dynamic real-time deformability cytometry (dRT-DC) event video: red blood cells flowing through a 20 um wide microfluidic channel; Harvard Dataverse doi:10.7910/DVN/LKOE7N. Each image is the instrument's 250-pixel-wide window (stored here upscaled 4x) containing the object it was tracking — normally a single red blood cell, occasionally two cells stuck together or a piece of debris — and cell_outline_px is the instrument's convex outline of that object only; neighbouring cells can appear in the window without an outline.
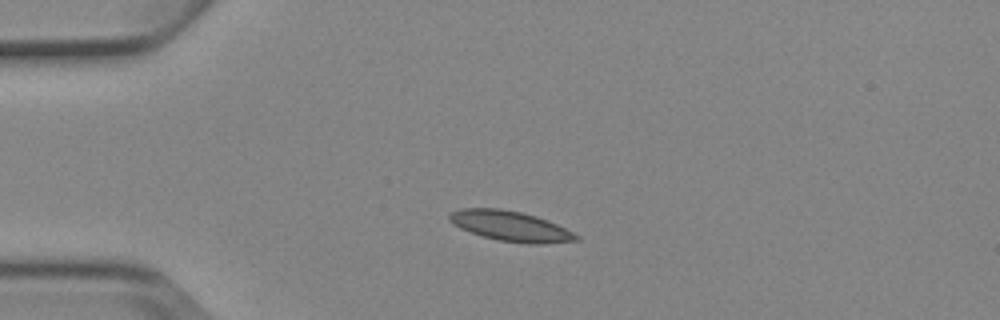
{"species": "Egyptian fruit bat (a non-hibernating species)", "species_latin": "Rousettus aegyptiacus", "temperature_condition": "cold", "stored_images_in_passage": 8, "camera_frame_rate_fps": 3000, "um_per_image_px": 0.085, "animal": {"sex": "female"}, "frame": {"image": 1, "passage_image": 3, "time_ms": 2.333, "image_size_px": [1000, 320], "cell_outline_px": [[580, 240], [544, 244], [528, 244], [500, 240], [484, 236], [460, 228], [452, 224], [448, 220], [448, 216], [452, 212], [460, 208], [500, 208], [520, 212], [536, 216], [548, 220], [580, 236]], "centroid_in_image_um": [43.4, 19.22], "position_along_channel_um": 41.6, "area_um2": 22.2}}
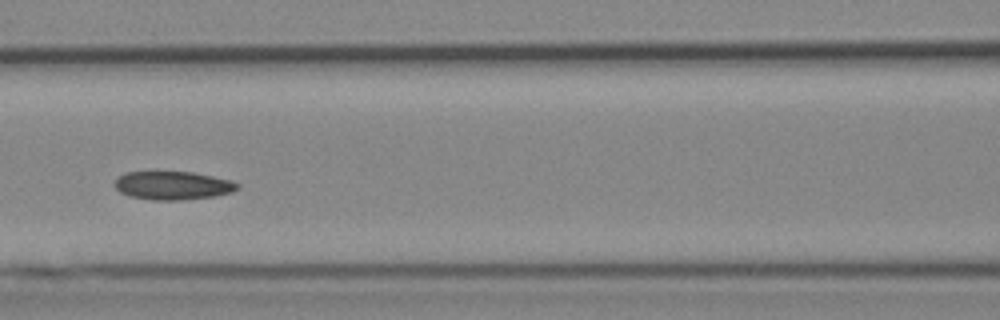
{"frame": {"image": 2, "passage_image": 6, "time_ms": 6.0, "image_size_px": [1000, 320], "cell_outline_px": [[240, 188], [232, 192], [216, 196], [180, 200], [152, 200], [128, 196], [120, 192], [112, 184], [116, 176], [124, 172], [192, 172], [232, 180], [240, 184]], "centroid_in_image_um": [14.66, 15.77], "position_along_channel_um": 151.9, "area_um2": 20.63}}
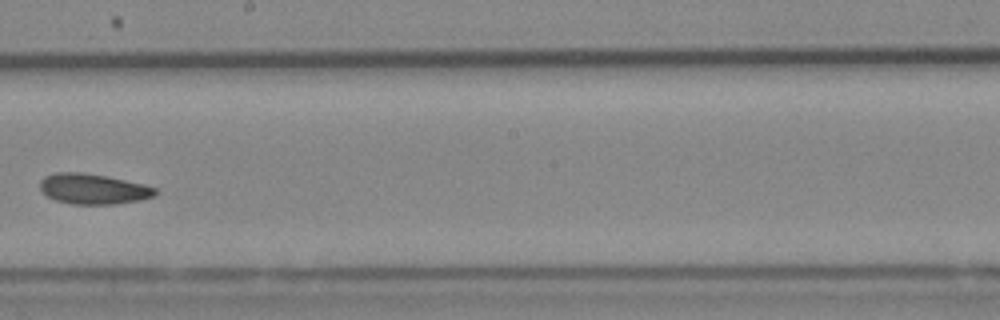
{"frame": {"image": 3, "passage_image": 8, "time_ms": 8.333, "image_size_px": [1000, 320], "cell_outline_px": [[160, 192], [156, 196], [140, 200], [116, 204], [72, 204], [56, 200], [48, 196], [40, 188], [40, 180], [44, 176], [56, 172], [84, 172], [108, 176], [144, 184], [156, 188]], "centroid_in_image_um": [7.97, 16.05], "position_along_channel_um": 240.2, "area_um2": 20.63}}